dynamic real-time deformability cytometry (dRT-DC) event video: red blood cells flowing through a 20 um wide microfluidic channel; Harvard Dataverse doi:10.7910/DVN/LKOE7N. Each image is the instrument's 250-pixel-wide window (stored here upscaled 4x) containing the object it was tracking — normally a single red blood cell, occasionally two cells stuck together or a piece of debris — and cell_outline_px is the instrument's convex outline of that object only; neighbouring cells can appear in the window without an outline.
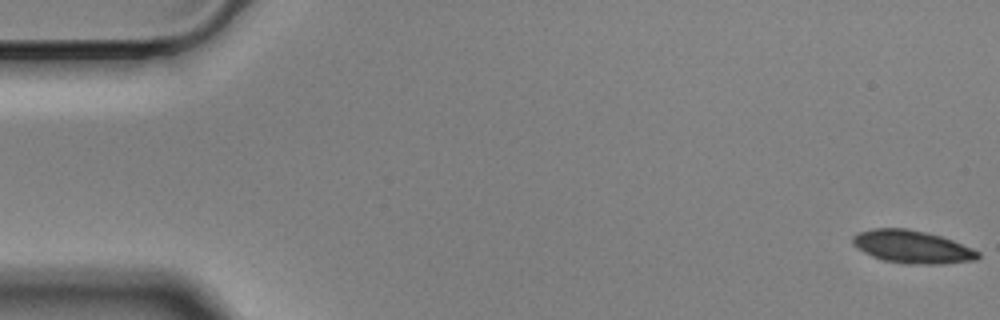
{"species": "Egyptian fruit bat (a non-hibernating species)", "species_latin": "Rousettus aegyptiacus", "temperature_condition": "cold", "stored_images_in_passage": 57, "camera_frame_rate_fps": 3000, "um_per_image_px": 0.085, "animal": {"sex": "male"}, "frame": {"image": 1, "passage_image": 1, "time_ms": 0.0, "image_size_px": [1000, 320], "cell_outline_px": [[980, 256], [976, 260], [944, 264], [908, 264], [884, 260], [872, 256], [856, 248], [852, 244], [852, 236], [860, 232], [872, 228], [908, 228], [940, 236], [952, 240], [972, 248], [980, 252]], "centroid_in_image_um": [77.53, 20.98], "position_along_channel_um": 7.5, "area_um2": 23.99}}
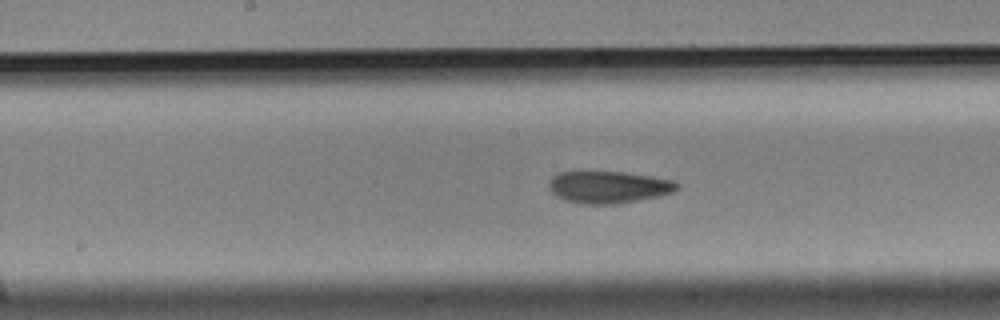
{"frame": {"image": 2, "passage_image": 29, "time_ms": 9.333, "image_size_px": [1000, 320], "cell_outline_px": [[680, 188], [672, 192], [656, 196], [616, 204], [584, 204], [564, 200], [556, 196], [548, 188], [548, 184], [552, 176], [560, 172], [624, 172], [652, 176], [672, 180], [680, 184]], "centroid_in_image_um": [51.71, 15.9], "position_along_channel_um": 196.5, "area_um2": 23.87}}
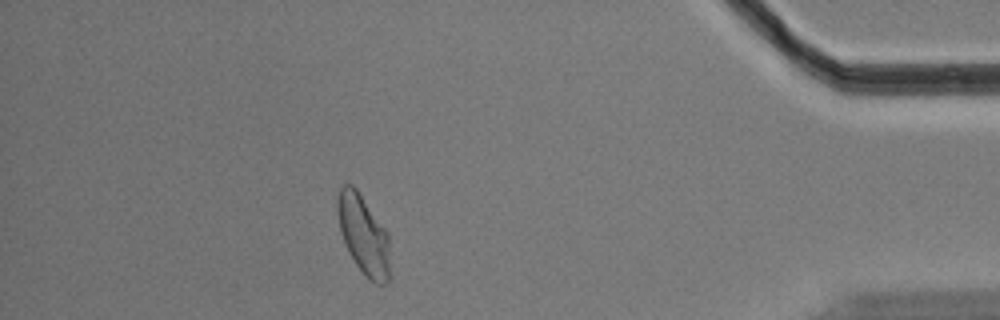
{"frame": {"image": 3, "passage_image": 51, "time_ms": 16.667, "image_size_px": [1000, 320], "cell_outline_px": [[388, 280], [384, 284], [376, 284], [364, 276], [348, 252], [344, 244], [340, 232], [336, 208], [336, 196], [340, 188], [344, 184], [352, 184], [356, 188], [388, 232]], "centroid_in_image_um": [30.85, 19.92], "position_along_channel_um": 404.4, "area_um2": 24.28}, "authors_computed_cell_mechanics": {"area_um2": 24.1026, "velocity_mm_per_s": 3.478, "shape_relaxation_time_tau1_ms": 7.2601, "shape_relaxation_time_tau2_ms": 1.8886, "deformation_change_tau1": 0.1487, "deformation_change_tau2": 0.0755}}